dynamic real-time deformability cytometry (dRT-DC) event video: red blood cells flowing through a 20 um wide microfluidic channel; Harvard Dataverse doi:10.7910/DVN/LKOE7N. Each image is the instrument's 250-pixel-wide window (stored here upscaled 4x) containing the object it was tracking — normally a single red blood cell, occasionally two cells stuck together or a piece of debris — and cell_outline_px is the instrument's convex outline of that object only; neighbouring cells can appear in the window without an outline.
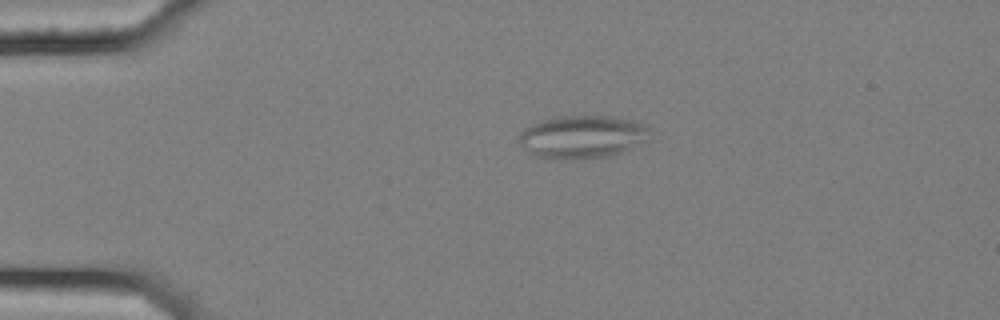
{"species": "common noctule bat (a hibernating species)", "species_latin": "Nyctalus noctula", "temperature_condition": "cold", "stored_images_in_passage": 9, "camera_frame_rate_fps": 3000, "um_per_image_px": 0.085, "animal": {"sex": "female", "body_mass_g": 25.1}, "frame": {"image": 1, "passage_image": 3, "time_ms": 0.667, "image_size_px": [1000, 320], "cell_outline_px": [[648, 128], [644, 140], [620, 152], [604, 156], [556, 160], [544, 160], [536, 156], [524, 148], [520, 144], [520, 132], [524, 128], [540, 120], [556, 116], [612, 116], [644, 124]], "centroid_in_image_um": [49.37, 11.62], "position_along_channel_um": 35.6, "area_um2": 32.14}}
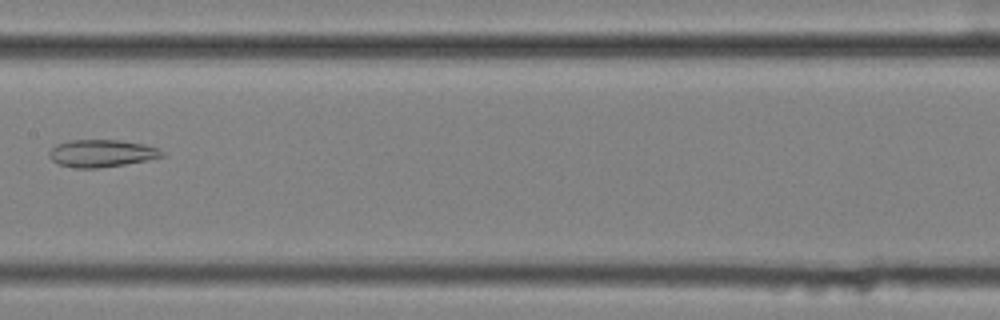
{"frame": {"image": 2, "passage_image": 8, "time_ms": 2.333, "image_size_px": [1000, 320], "cell_outline_px": [[164, 156], [148, 160], [124, 164], [96, 168], [76, 168], [60, 164], [52, 160], [48, 156], [48, 152], [56, 144], [72, 140], [120, 140], [144, 144], [160, 148], [164, 152]], "centroid_in_image_um": [8.66, 13.02], "position_along_channel_um": 198.7, "area_um2": 17.98}}
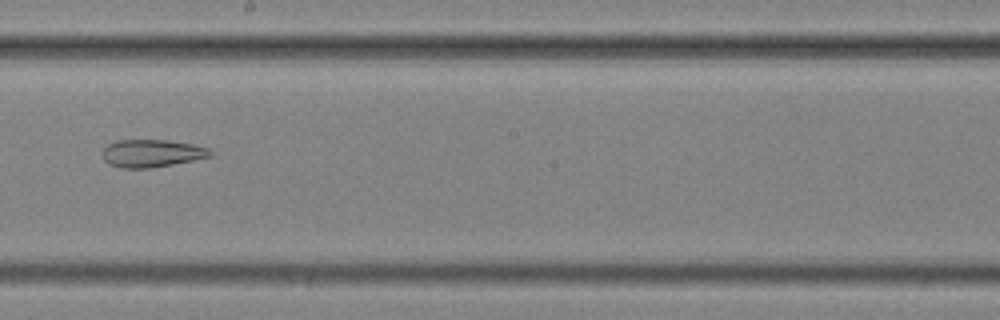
{"frame": {"image": 3, "passage_image": 9, "time_ms": 2.667, "image_size_px": [1000, 320], "cell_outline_px": [[212, 156], [172, 164], [148, 168], [120, 168], [108, 164], [100, 156], [104, 148], [108, 144], [116, 140], [168, 140], [192, 144], [208, 148], [212, 152]], "centroid_in_image_um": [12.84, 13.03], "position_along_channel_um": 235.4, "area_um2": 17.4}}